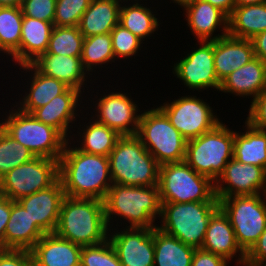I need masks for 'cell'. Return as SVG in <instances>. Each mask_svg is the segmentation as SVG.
I'll use <instances>...</instances> for the list:
<instances>
[{"instance_id": "obj_1", "label": "cell", "mask_w": 266, "mask_h": 266, "mask_svg": "<svg viewBox=\"0 0 266 266\" xmlns=\"http://www.w3.org/2000/svg\"><path fill=\"white\" fill-rule=\"evenodd\" d=\"M64 147L58 160V176L65 196L104 200L112 186L109 157L88 154L78 147Z\"/></svg>"}, {"instance_id": "obj_2", "label": "cell", "mask_w": 266, "mask_h": 266, "mask_svg": "<svg viewBox=\"0 0 266 266\" xmlns=\"http://www.w3.org/2000/svg\"><path fill=\"white\" fill-rule=\"evenodd\" d=\"M108 227L102 200L65 196L54 233L80 246H89L107 240Z\"/></svg>"}, {"instance_id": "obj_3", "label": "cell", "mask_w": 266, "mask_h": 266, "mask_svg": "<svg viewBox=\"0 0 266 266\" xmlns=\"http://www.w3.org/2000/svg\"><path fill=\"white\" fill-rule=\"evenodd\" d=\"M105 220L109 225L111 215L128 219L134 228H156V216H161L158 186H128L113 183L103 200Z\"/></svg>"}, {"instance_id": "obj_4", "label": "cell", "mask_w": 266, "mask_h": 266, "mask_svg": "<svg viewBox=\"0 0 266 266\" xmlns=\"http://www.w3.org/2000/svg\"><path fill=\"white\" fill-rule=\"evenodd\" d=\"M108 157L112 183L158 186L160 165L137 135L120 136Z\"/></svg>"}, {"instance_id": "obj_5", "label": "cell", "mask_w": 266, "mask_h": 266, "mask_svg": "<svg viewBox=\"0 0 266 266\" xmlns=\"http://www.w3.org/2000/svg\"><path fill=\"white\" fill-rule=\"evenodd\" d=\"M219 208V201L161 203L163 224L157 228L199 249L203 245L210 218Z\"/></svg>"}, {"instance_id": "obj_6", "label": "cell", "mask_w": 266, "mask_h": 266, "mask_svg": "<svg viewBox=\"0 0 266 266\" xmlns=\"http://www.w3.org/2000/svg\"><path fill=\"white\" fill-rule=\"evenodd\" d=\"M234 133L220 122L212 130L187 141L184 161L215 183L233 158Z\"/></svg>"}, {"instance_id": "obj_7", "label": "cell", "mask_w": 266, "mask_h": 266, "mask_svg": "<svg viewBox=\"0 0 266 266\" xmlns=\"http://www.w3.org/2000/svg\"><path fill=\"white\" fill-rule=\"evenodd\" d=\"M158 188L161 203L219 201L215 183L185 161L160 165Z\"/></svg>"}, {"instance_id": "obj_8", "label": "cell", "mask_w": 266, "mask_h": 266, "mask_svg": "<svg viewBox=\"0 0 266 266\" xmlns=\"http://www.w3.org/2000/svg\"><path fill=\"white\" fill-rule=\"evenodd\" d=\"M136 135L159 165L185 160L187 140L159 107L140 115Z\"/></svg>"}, {"instance_id": "obj_9", "label": "cell", "mask_w": 266, "mask_h": 266, "mask_svg": "<svg viewBox=\"0 0 266 266\" xmlns=\"http://www.w3.org/2000/svg\"><path fill=\"white\" fill-rule=\"evenodd\" d=\"M12 110L2 129L31 151L35 157L59 160L66 145V138L54 127L46 125L32 114Z\"/></svg>"}, {"instance_id": "obj_10", "label": "cell", "mask_w": 266, "mask_h": 266, "mask_svg": "<svg viewBox=\"0 0 266 266\" xmlns=\"http://www.w3.org/2000/svg\"><path fill=\"white\" fill-rule=\"evenodd\" d=\"M240 248L247 253L266 229V201L261 194L218 199Z\"/></svg>"}, {"instance_id": "obj_11", "label": "cell", "mask_w": 266, "mask_h": 266, "mask_svg": "<svg viewBox=\"0 0 266 266\" xmlns=\"http://www.w3.org/2000/svg\"><path fill=\"white\" fill-rule=\"evenodd\" d=\"M59 179L58 160L34 157L0 179V195L12 201L49 188Z\"/></svg>"}, {"instance_id": "obj_12", "label": "cell", "mask_w": 266, "mask_h": 266, "mask_svg": "<svg viewBox=\"0 0 266 266\" xmlns=\"http://www.w3.org/2000/svg\"><path fill=\"white\" fill-rule=\"evenodd\" d=\"M171 124L188 141L212 130L220 123L212 108L196 96H185L159 107Z\"/></svg>"}, {"instance_id": "obj_13", "label": "cell", "mask_w": 266, "mask_h": 266, "mask_svg": "<svg viewBox=\"0 0 266 266\" xmlns=\"http://www.w3.org/2000/svg\"><path fill=\"white\" fill-rule=\"evenodd\" d=\"M221 181L226 184L222 185ZM265 183L266 170L264 168L242 163L232 158L215 182V195L218 199H223L231 196L262 194L263 192L262 196L265 198Z\"/></svg>"}, {"instance_id": "obj_14", "label": "cell", "mask_w": 266, "mask_h": 266, "mask_svg": "<svg viewBox=\"0 0 266 266\" xmlns=\"http://www.w3.org/2000/svg\"><path fill=\"white\" fill-rule=\"evenodd\" d=\"M201 46L174 65V73L189 89H220L214 66V41H200Z\"/></svg>"}, {"instance_id": "obj_15", "label": "cell", "mask_w": 266, "mask_h": 266, "mask_svg": "<svg viewBox=\"0 0 266 266\" xmlns=\"http://www.w3.org/2000/svg\"><path fill=\"white\" fill-rule=\"evenodd\" d=\"M108 238L122 266H154V228L128 227Z\"/></svg>"}, {"instance_id": "obj_16", "label": "cell", "mask_w": 266, "mask_h": 266, "mask_svg": "<svg viewBox=\"0 0 266 266\" xmlns=\"http://www.w3.org/2000/svg\"><path fill=\"white\" fill-rule=\"evenodd\" d=\"M64 188L58 179L49 188L24 196L18 202L27 210L37 227L44 233H54L62 201Z\"/></svg>"}, {"instance_id": "obj_17", "label": "cell", "mask_w": 266, "mask_h": 266, "mask_svg": "<svg viewBox=\"0 0 266 266\" xmlns=\"http://www.w3.org/2000/svg\"><path fill=\"white\" fill-rule=\"evenodd\" d=\"M126 96V93H111L99 99L96 121L115 130L120 136L136 135L140 114L137 105ZM131 126V128H130Z\"/></svg>"}, {"instance_id": "obj_18", "label": "cell", "mask_w": 266, "mask_h": 266, "mask_svg": "<svg viewBox=\"0 0 266 266\" xmlns=\"http://www.w3.org/2000/svg\"><path fill=\"white\" fill-rule=\"evenodd\" d=\"M82 246L47 233L30 250L33 266H80Z\"/></svg>"}, {"instance_id": "obj_19", "label": "cell", "mask_w": 266, "mask_h": 266, "mask_svg": "<svg viewBox=\"0 0 266 266\" xmlns=\"http://www.w3.org/2000/svg\"><path fill=\"white\" fill-rule=\"evenodd\" d=\"M201 249L227 261L240 252L238 263L244 265L246 253L238 245L230 220L221 208L210 218Z\"/></svg>"}, {"instance_id": "obj_20", "label": "cell", "mask_w": 266, "mask_h": 266, "mask_svg": "<svg viewBox=\"0 0 266 266\" xmlns=\"http://www.w3.org/2000/svg\"><path fill=\"white\" fill-rule=\"evenodd\" d=\"M254 57L251 40L236 38L229 34L214 40V66L220 82Z\"/></svg>"}, {"instance_id": "obj_21", "label": "cell", "mask_w": 266, "mask_h": 266, "mask_svg": "<svg viewBox=\"0 0 266 266\" xmlns=\"http://www.w3.org/2000/svg\"><path fill=\"white\" fill-rule=\"evenodd\" d=\"M39 73L63 82L69 88L81 92L85 81V69L81 57L42 53L30 63Z\"/></svg>"}, {"instance_id": "obj_22", "label": "cell", "mask_w": 266, "mask_h": 266, "mask_svg": "<svg viewBox=\"0 0 266 266\" xmlns=\"http://www.w3.org/2000/svg\"><path fill=\"white\" fill-rule=\"evenodd\" d=\"M44 233L37 227L27 210L11 200V214L4 235V250H31Z\"/></svg>"}, {"instance_id": "obj_23", "label": "cell", "mask_w": 266, "mask_h": 266, "mask_svg": "<svg viewBox=\"0 0 266 266\" xmlns=\"http://www.w3.org/2000/svg\"><path fill=\"white\" fill-rule=\"evenodd\" d=\"M188 26L195 34L197 40L214 41L228 34V16L219 8L212 6L203 0H196L194 3L185 7ZM222 35L212 36L215 29L221 27ZM212 37V38H211Z\"/></svg>"}, {"instance_id": "obj_24", "label": "cell", "mask_w": 266, "mask_h": 266, "mask_svg": "<svg viewBox=\"0 0 266 266\" xmlns=\"http://www.w3.org/2000/svg\"><path fill=\"white\" fill-rule=\"evenodd\" d=\"M266 88V63L254 57L247 64L226 76L219 91L239 96H253V100Z\"/></svg>"}, {"instance_id": "obj_25", "label": "cell", "mask_w": 266, "mask_h": 266, "mask_svg": "<svg viewBox=\"0 0 266 266\" xmlns=\"http://www.w3.org/2000/svg\"><path fill=\"white\" fill-rule=\"evenodd\" d=\"M81 92L67 88L61 95L54 97L48 104L35 109L31 114L46 125L57 129L67 138L69 123L75 119V108Z\"/></svg>"}, {"instance_id": "obj_26", "label": "cell", "mask_w": 266, "mask_h": 266, "mask_svg": "<svg viewBox=\"0 0 266 266\" xmlns=\"http://www.w3.org/2000/svg\"><path fill=\"white\" fill-rule=\"evenodd\" d=\"M120 1L91 0L78 25L84 38L107 34L115 28L119 23Z\"/></svg>"}, {"instance_id": "obj_27", "label": "cell", "mask_w": 266, "mask_h": 266, "mask_svg": "<svg viewBox=\"0 0 266 266\" xmlns=\"http://www.w3.org/2000/svg\"><path fill=\"white\" fill-rule=\"evenodd\" d=\"M53 24L23 15L20 39V66L30 64L45 53L53 29Z\"/></svg>"}, {"instance_id": "obj_28", "label": "cell", "mask_w": 266, "mask_h": 266, "mask_svg": "<svg viewBox=\"0 0 266 266\" xmlns=\"http://www.w3.org/2000/svg\"><path fill=\"white\" fill-rule=\"evenodd\" d=\"M263 31H266V2L235 6L228 17L230 36L251 40Z\"/></svg>"}, {"instance_id": "obj_29", "label": "cell", "mask_w": 266, "mask_h": 266, "mask_svg": "<svg viewBox=\"0 0 266 266\" xmlns=\"http://www.w3.org/2000/svg\"><path fill=\"white\" fill-rule=\"evenodd\" d=\"M195 250L176 237L154 228V266H191Z\"/></svg>"}, {"instance_id": "obj_30", "label": "cell", "mask_w": 266, "mask_h": 266, "mask_svg": "<svg viewBox=\"0 0 266 266\" xmlns=\"http://www.w3.org/2000/svg\"><path fill=\"white\" fill-rule=\"evenodd\" d=\"M21 67L26 69V71L27 69L34 70L29 94L25 95L26 97L22 99L19 107L23 112L31 114L35 109L45 106L68 88L63 82L53 77L42 75L31 64H24Z\"/></svg>"}, {"instance_id": "obj_31", "label": "cell", "mask_w": 266, "mask_h": 266, "mask_svg": "<svg viewBox=\"0 0 266 266\" xmlns=\"http://www.w3.org/2000/svg\"><path fill=\"white\" fill-rule=\"evenodd\" d=\"M245 124L246 133H234L233 158L266 170V131L258 130L248 122Z\"/></svg>"}, {"instance_id": "obj_32", "label": "cell", "mask_w": 266, "mask_h": 266, "mask_svg": "<svg viewBox=\"0 0 266 266\" xmlns=\"http://www.w3.org/2000/svg\"><path fill=\"white\" fill-rule=\"evenodd\" d=\"M22 21L20 7H0V51L13 56L19 65Z\"/></svg>"}, {"instance_id": "obj_33", "label": "cell", "mask_w": 266, "mask_h": 266, "mask_svg": "<svg viewBox=\"0 0 266 266\" xmlns=\"http://www.w3.org/2000/svg\"><path fill=\"white\" fill-rule=\"evenodd\" d=\"M153 12L139 3L132 6H121L119 24L137 36L141 41L158 28V20Z\"/></svg>"}, {"instance_id": "obj_34", "label": "cell", "mask_w": 266, "mask_h": 266, "mask_svg": "<svg viewBox=\"0 0 266 266\" xmlns=\"http://www.w3.org/2000/svg\"><path fill=\"white\" fill-rule=\"evenodd\" d=\"M90 124L86 126L85 131L83 130V146L78 149L88 154L108 157L120 135L115 130L96 120L90 122Z\"/></svg>"}, {"instance_id": "obj_35", "label": "cell", "mask_w": 266, "mask_h": 266, "mask_svg": "<svg viewBox=\"0 0 266 266\" xmlns=\"http://www.w3.org/2000/svg\"><path fill=\"white\" fill-rule=\"evenodd\" d=\"M84 36L76 27H57L54 26L46 53L55 55H65L72 57H81Z\"/></svg>"}, {"instance_id": "obj_36", "label": "cell", "mask_w": 266, "mask_h": 266, "mask_svg": "<svg viewBox=\"0 0 266 266\" xmlns=\"http://www.w3.org/2000/svg\"><path fill=\"white\" fill-rule=\"evenodd\" d=\"M114 58L110 33L84 38L81 60L86 72H90L95 64L108 63Z\"/></svg>"}, {"instance_id": "obj_37", "label": "cell", "mask_w": 266, "mask_h": 266, "mask_svg": "<svg viewBox=\"0 0 266 266\" xmlns=\"http://www.w3.org/2000/svg\"><path fill=\"white\" fill-rule=\"evenodd\" d=\"M34 154L3 129L0 130V179L13 168L27 163Z\"/></svg>"}, {"instance_id": "obj_38", "label": "cell", "mask_w": 266, "mask_h": 266, "mask_svg": "<svg viewBox=\"0 0 266 266\" xmlns=\"http://www.w3.org/2000/svg\"><path fill=\"white\" fill-rule=\"evenodd\" d=\"M80 266H122L109 239L96 245L82 246Z\"/></svg>"}, {"instance_id": "obj_39", "label": "cell", "mask_w": 266, "mask_h": 266, "mask_svg": "<svg viewBox=\"0 0 266 266\" xmlns=\"http://www.w3.org/2000/svg\"><path fill=\"white\" fill-rule=\"evenodd\" d=\"M91 0H56L53 26L76 27Z\"/></svg>"}, {"instance_id": "obj_40", "label": "cell", "mask_w": 266, "mask_h": 266, "mask_svg": "<svg viewBox=\"0 0 266 266\" xmlns=\"http://www.w3.org/2000/svg\"><path fill=\"white\" fill-rule=\"evenodd\" d=\"M115 57H129L140 49L141 40L119 23L110 32Z\"/></svg>"}, {"instance_id": "obj_41", "label": "cell", "mask_w": 266, "mask_h": 266, "mask_svg": "<svg viewBox=\"0 0 266 266\" xmlns=\"http://www.w3.org/2000/svg\"><path fill=\"white\" fill-rule=\"evenodd\" d=\"M56 0H23L20 6L22 14L53 24Z\"/></svg>"}, {"instance_id": "obj_42", "label": "cell", "mask_w": 266, "mask_h": 266, "mask_svg": "<svg viewBox=\"0 0 266 266\" xmlns=\"http://www.w3.org/2000/svg\"><path fill=\"white\" fill-rule=\"evenodd\" d=\"M251 103L246 122L258 130L266 131V88Z\"/></svg>"}, {"instance_id": "obj_43", "label": "cell", "mask_w": 266, "mask_h": 266, "mask_svg": "<svg viewBox=\"0 0 266 266\" xmlns=\"http://www.w3.org/2000/svg\"><path fill=\"white\" fill-rule=\"evenodd\" d=\"M0 266H33L31 251L14 249L1 250Z\"/></svg>"}, {"instance_id": "obj_44", "label": "cell", "mask_w": 266, "mask_h": 266, "mask_svg": "<svg viewBox=\"0 0 266 266\" xmlns=\"http://www.w3.org/2000/svg\"><path fill=\"white\" fill-rule=\"evenodd\" d=\"M266 261V229L246 253L244 266H260Z\"/></svg>"}, {"instance_id": "obj_45", "label": "cell", "mask_w": 266, "mask_h": 266, "mask_svg": "<svg viewBox=\"0 0 266 266\" xmlns=\"http://www.w3.org/2000/svg\"><path fill=\"white\" fill-rule=\"evenodd\" d=\"M227 263L223 257L199 248L193 254L191 266H227Z\"/></svg>"}, {"instance_id": "obj_46", "label": "cell", "mask_w": 266, "mask_h": 266, "mask_svg": "<svg viewBox=\"0 0 266 266\" xmlns=\"http://www.w3.org/2000/svg\"><path fill=\"white\" fill-rule=\"evenodd\" d=\"M11 214V199L0 195V251L4 250V235Z\"/></svg>"}, {"instance_id": "obj_47", "label": "cell", "mask_w": 266, "mask_h": 266, "mask_svg": "<svg viewBox=\"0 0 266 266\" xmlns=\"http://www.w3.org/2000/svg\"><path fill=\"white\" fill-rule=\"evenodd\" d=\"M251 41L254 47V55L266 63V31L257 34Z\"/></svg>"}, {"instance_id": "obj_48", "label": "cell", "mask_w": 266, "mask_h": 266, "mask_svg": "<svg viewBox=\"0 0 266 266\" xmlns=\"http://www.w3.org/2000/svg\"><path fill=\"white\" fill-rule=\"evenodd\" d=\"M210 3L212 6L219 8L228 17L232 14L236 4L235 0H203Z\"/></svg>"}, {"instance_id": "obj_49", "label": "cell", "mask_w": 266, "mask_h": 266, "mask_svg": "<svg viewBox=\"0 0 266 266\" xmlns=\"http://www.w3.org/2000/svg\"><path fill=\"white\" fill-rule=\"evenodd\" d=\"M23 0H0V7H20Z\"/></svg>"}, {"instance_id": "obj_50", "label": "cell", "mask_w": 266, "mask_h": 266, "mask_svg": "<svg viewBox=\"0 0 266 266\" xmlns=\"http://www.w3.org/2000/svg\"><path fill=\"white\" fill-rule=\"evenodd\" d=\"M266 0H235L236 6L265 3Z\"/></svg>"}, {"instance_id": "obj_51", "label": "cell", "mask_w": 266, "mask_h": 266, "mask_svg": "<svg viewBox=\"0 0 266 266\" xmlns=\"http://www.w3.org/2000/svg\"><path fill=\"white\" fill-rule=\"evenodd\" d=\"M175 3H178V5L183 6L184 8L192 3H194L196 0H172Z\"/></svg>"}, {"instance_id": "obj_52", "label": "cell", "mask_w": 266, "mask_h": 266, "mask_svg": "<svg viewBox=\"0 0 266 266\" xmlns=\"http://www.w3.org/2000/svg\"><path fill=\"white\" fill-rule=\"evenodd\" d=\"M260 266H266V261L264 263H262Z\"/></svg>"}]
</instances>
